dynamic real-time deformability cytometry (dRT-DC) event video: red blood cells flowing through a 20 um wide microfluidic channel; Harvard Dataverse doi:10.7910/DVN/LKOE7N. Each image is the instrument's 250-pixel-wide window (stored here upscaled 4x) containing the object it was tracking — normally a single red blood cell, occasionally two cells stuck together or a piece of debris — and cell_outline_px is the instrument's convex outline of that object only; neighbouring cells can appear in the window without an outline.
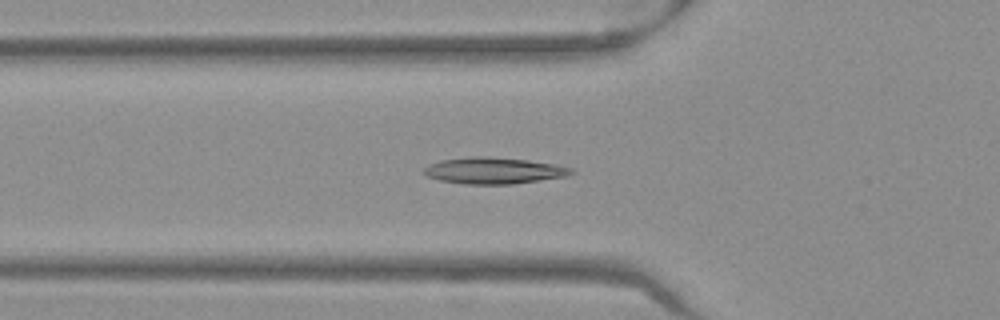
{"species": "Egyptian fruit bat (a non-hibernating species)", "species_latin": "Rousettus aegyptiacus", "temperature_condition": "warm", "stored_images_in_passage": 37, "camera_frame_rate_fps": 3000, "um_per_image_px": 0.085, "frame": {"image": 1, "passage_image": 4, "time_ms": 1.0, "image_size_px": [1000, 320], "cell_outline_px": [[576, 172], [568, 176], [512, 184], [464, 184], [440, 180], [428, 176], [420, 172], [428, 164], [440, 160], [468, 156], [484, 156], [528, 160], [552, 164], [572, 168]], "centroid_in_image_um": [41.93, 14.5], "position_along_channel_um": 83.9, "area_um2": 22.77}}
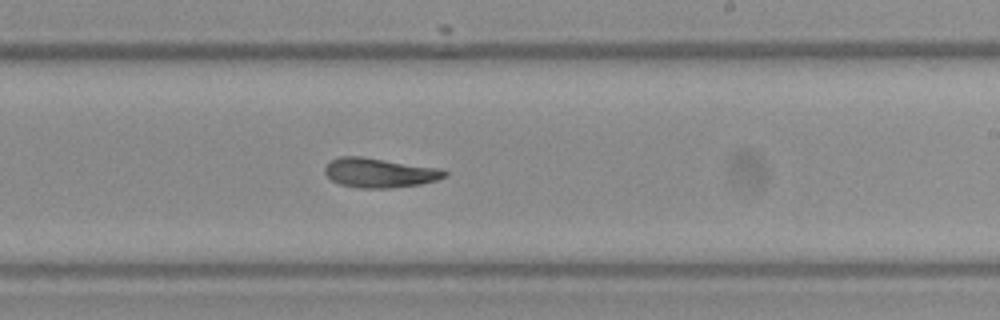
{"frame": {"image": 2, "passage_image": 17, "time_ms": 5.333, "image_size_px": [1000, 320], "cell_outline_px": [[448, 176], [436, 180], [420, 184], [388, 188], [360, 188], [340, 184], [332, 180], [324, 172], [324, 168], [328, 160], [340, 156], [364, 156], [440, 168], [448, 172]], "centroid_in_image_um": [32.25, 14.67], "position_along_channel_um": 256.8, "area_um2": 20.81}}
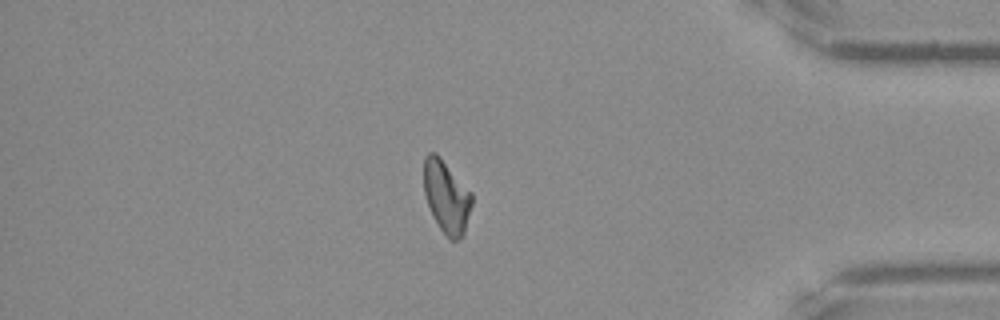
{"frame": {"image": 3, "passage_image": 30, "time_ms": 9.667, "image_size_px": [1000, 320], "cell_outline_px": [[472, 204], [464, 236], [456, 240], [448, 240], [440, 228], [428, 204], [424, 192], [424, 156], [428, 152], [436, 152], [440, 156], [472, 192]], "centroid_in_image_um": [37.97, 16.71], "position_along_channel_um": 397.2, "area_um2": 20.4}, "authors_computed_cell_mechanics": {"area_um2": 20.5768, "velocity_mm_per_s": 3.9717, "shape_relaxation_time_tau1_ms": 10.0877, "shape_relaxation_time_tau2_ms": 3.9319, "deformation_change_tau1": 0.2053, "deformation_change_tau2": 0.0969}}